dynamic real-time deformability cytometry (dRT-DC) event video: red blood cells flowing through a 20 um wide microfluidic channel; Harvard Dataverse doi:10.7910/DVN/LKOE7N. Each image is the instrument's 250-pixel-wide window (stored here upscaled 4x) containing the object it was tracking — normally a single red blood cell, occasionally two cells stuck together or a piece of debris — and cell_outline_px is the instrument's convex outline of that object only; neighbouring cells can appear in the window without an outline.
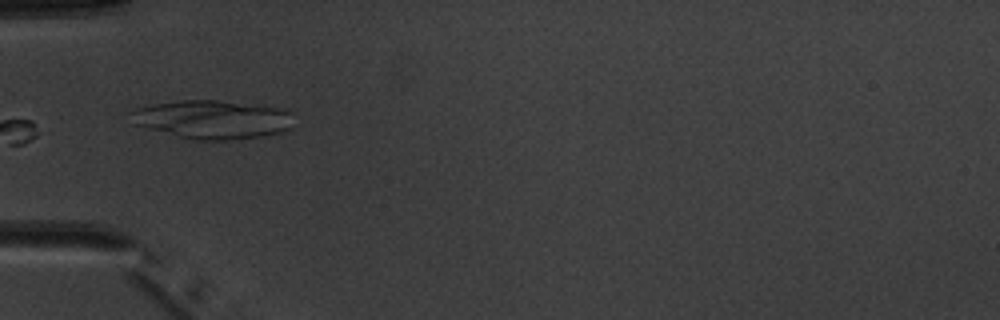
{"species": "common noctule bat (a hibernating species)", "species_latin": "Nyctalus noctula", "temperature_condition": "warm", "stored_images_in_passage": 5, "camera_frame_rate_fps": 3000, "um_per_image_px": 0.085, "animal": {"sex": "male", "body_mass_g": 20.1, "forearm_length_mm": 53.5}, "frame": {"image": 1, "passage_image": 5, "time_ms": 4.667, "image_size_px": [1000, 320], "cell_outline_px": [[288, 128], [284, 132], [260, 136], [224, 140], [192, 140], [148, 128], [136, 124], [128, 112], [132, 108], [152, 104], [184, 100], [216, 100], [288, 108]], "centroid_in_image_um": [18.0, 10.14], "position_along_channel_um": 67.0, "area_um2": 36.3}}